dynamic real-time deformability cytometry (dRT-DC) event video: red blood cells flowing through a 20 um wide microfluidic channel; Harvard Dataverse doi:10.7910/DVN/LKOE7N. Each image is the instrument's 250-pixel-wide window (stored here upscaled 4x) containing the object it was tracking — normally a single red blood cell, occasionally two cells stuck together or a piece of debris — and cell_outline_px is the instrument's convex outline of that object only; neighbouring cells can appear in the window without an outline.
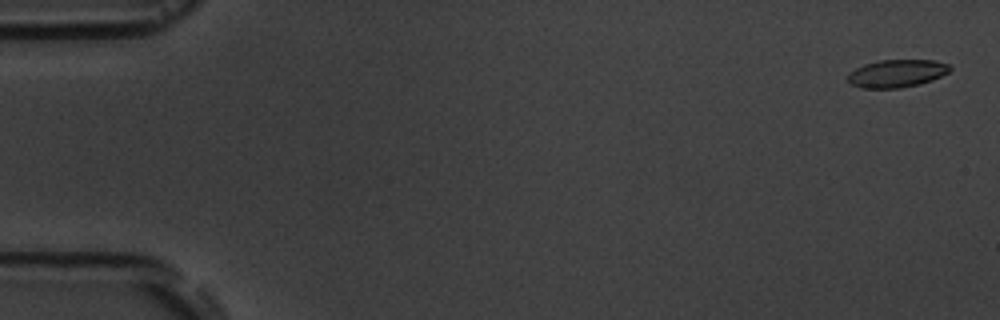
{"species": "common noctule bat (a hibernating species)", "species_latin": "Nyctalus noctula", "temperature_condition": "room temperature", "stored_images_in_passage": 4, "camera_frame_rate_fps": 3000, "um_per_image_px": 0.085, "animal": {"sex": "male", "body_mass_g": 19.5, "forearm_length_mm": 54.6}, "frame": {"image": 1, "passage_image": 1, "time_ms": 0.0, "image_size_px": [1000, 320], "cell_outline_px": [[952, 68], [948, 72], [932, 80], [920, 84], [900, 88], [860, 88], [852, 84], [848, 80], [848, 72], [864, 64], [880, 60], [932, 60], [948, 64]], "centroid_in_image_um": [76.21, 6.24], "position_along_channel_um": 8.8, "area_um2": 16.47}}